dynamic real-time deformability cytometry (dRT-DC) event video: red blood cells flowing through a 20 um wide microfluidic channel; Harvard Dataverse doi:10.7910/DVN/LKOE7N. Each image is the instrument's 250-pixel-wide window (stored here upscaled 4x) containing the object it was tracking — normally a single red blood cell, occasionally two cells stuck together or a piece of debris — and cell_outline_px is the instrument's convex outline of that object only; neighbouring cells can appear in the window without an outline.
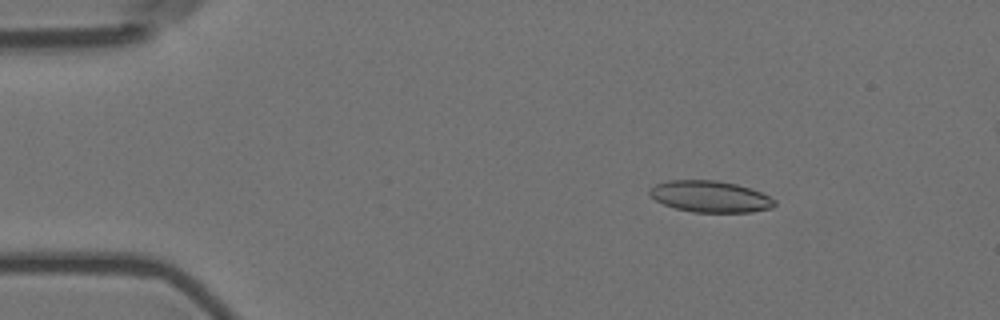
{"species": "Egyptian fruit bat (a non-hibernating species)", "species_latin": "Rousettus aegyptiacus", "temperature_condition": "room temperature", "stored_images_in_passage": 57, "segment_of_instrument_passage": [1, 2], "camera_frame_rate_fps": 3000, "um_per_image_px": 0.085, "animal": {"sex": "female"}, "frame": {"image": 1, "passage_image": 8, "time_ms": 2.333, "image_size_px": [1000, 320], "cell_outline_px": [[776, 204], [772, 208], [752, 212], [692, 212], [676, 208], [664, 204], [656, 200], [648, 192], [648, 188], [656, 184], [668, 180], [716, 180], [736, 184], [752, 188], [776, 200]], "centroid_in_image_um": [60.37, 16.7], "position_along_channel_um": 24.6, "area_um2": 22.95}}
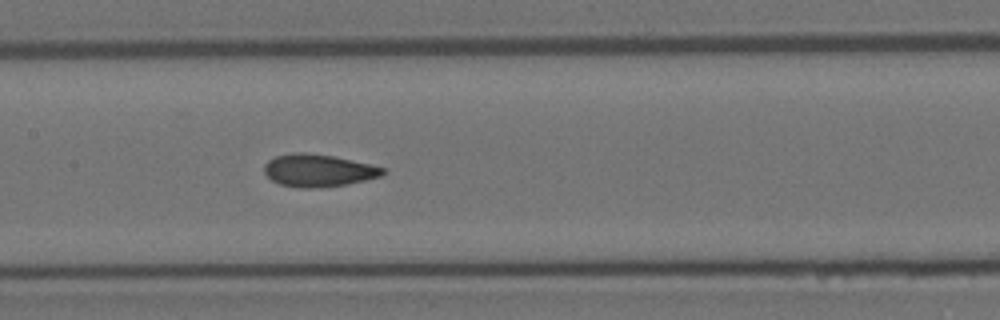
{"frame": {"image": 2, "passage_image": 27, "time_ms": 8.667, "image_size_px": [1000, 320], "cell_outline_px": [[388, 172], [380, 176], [364, 180], [344, 184], [320, 188], [300, 188], [280, 184], [272, 180], [264, 172], [264, 164], [268, 160], [276, 156], [292, 152], [304, 152], [332, 156], [368, 164], [384, 168]], "centroid_in_image_um": [27.02, 14.49], "position_along_channel_um": 180.4, "area_um2": 22.25}}
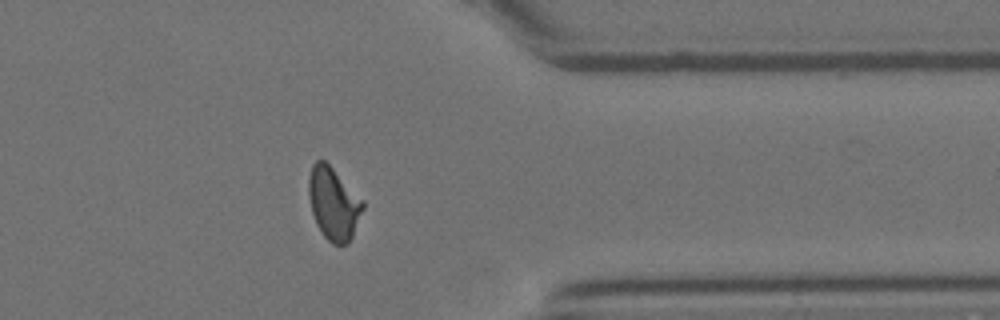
{"frame": {"image": 3, "passage_image": 45, "time_ms": 14.667, "image_size_px": [1000, 320], "cell_outline_px": [[364, 208], [352, 236], [348, 244], [332, 244], [324, 236], [316, 224], [312, 212], [308, 196], [308, 176], [312, 164], [316, 160], [324, 160], [364, 200]], "centroid_in_image_um": [28.34, 17.3], "position_along_channel_um": 383.1, "area_um2": 22.89}}